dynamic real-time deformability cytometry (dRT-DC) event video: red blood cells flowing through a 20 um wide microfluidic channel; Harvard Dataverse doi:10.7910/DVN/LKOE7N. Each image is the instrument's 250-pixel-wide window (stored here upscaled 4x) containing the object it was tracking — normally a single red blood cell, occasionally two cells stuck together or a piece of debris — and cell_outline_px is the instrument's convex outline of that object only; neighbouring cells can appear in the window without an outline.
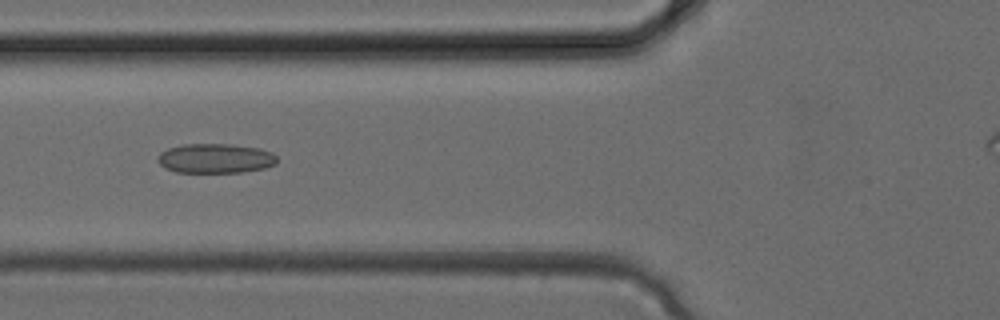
{"species": "common noctule bat (a hibernating species)", "species_latin": "Nyctalus noctula", "temperature_condition": "cold", "stored_images_in_passage": 26, "camera_frame_rate_fps": 3000, "um_per_image_px": 0.085, "animal": {"sex": "female", "body_mass_g": 24.6, "forearm_length_mm": 56.2}, "frame": {"image": 1, "passage_image": 7, "time_ms": 2.0, "image_size_px": [1000, 320], "cell_outline_px": [[276, 164], [264, 168], [244, 172], [176, 172], [164, 168], [156, 160], [156, 156], [160, 152], [168, 148], [184, 144], [228, 144], [260, 148], [272, 152], [276, 156]], "centroid_in_image_um": [18.28, 13.46], "position_along_channel_um": 107.5, "area_um2": 20.69}}
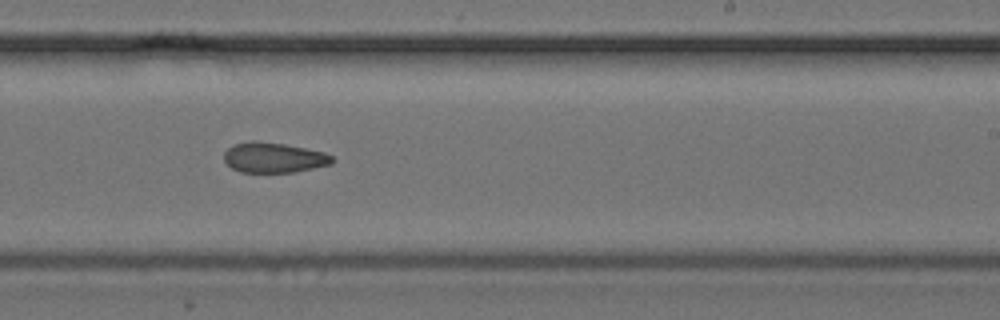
{"frame": {"image": 2, "passage_image": 15, "time_ms": 4.667, "image_size_px": [1000, 320], "cell_outline_px": [[336, 160], [332, 164], [292, 172], [240, 172], [232, 168], [224, 160], [224, 152], [232, 144], [252, 140], [256, 140], [284, 144], [324, 152], [332, 156]], "centroid_in_image_um": [23.25, 13.38], "position_along_channel_um": 265.7, "area_um2": 19.07}}
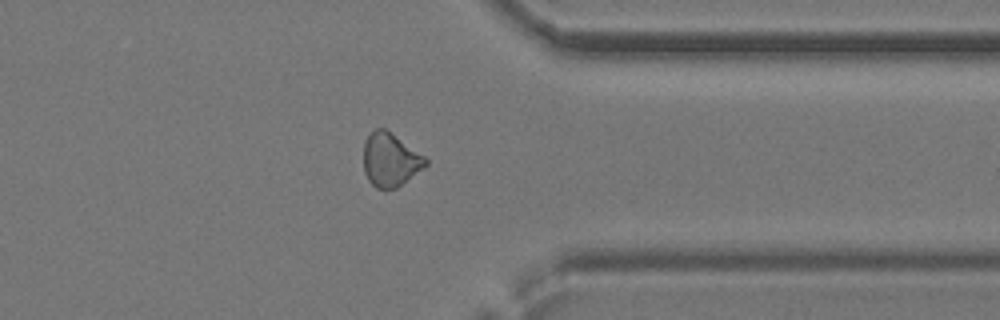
{"frame": {"image": 3, "passage_image": 21, "time_ms": 6.667, "image_size_px": [1000, 320], "cell_outline_px": [[428, 164], [424, 168], [396, 188], [384, 192], [376, 188], [368, 180], [364, 172], [364, 144], [368, 136], [376, 128], [384, 128], [424, 156], [428, 160]], "centroid_in_image_um": [33.16, 13.63], "position_along_channel_um": 378.2, "area_um2": 19.31}}